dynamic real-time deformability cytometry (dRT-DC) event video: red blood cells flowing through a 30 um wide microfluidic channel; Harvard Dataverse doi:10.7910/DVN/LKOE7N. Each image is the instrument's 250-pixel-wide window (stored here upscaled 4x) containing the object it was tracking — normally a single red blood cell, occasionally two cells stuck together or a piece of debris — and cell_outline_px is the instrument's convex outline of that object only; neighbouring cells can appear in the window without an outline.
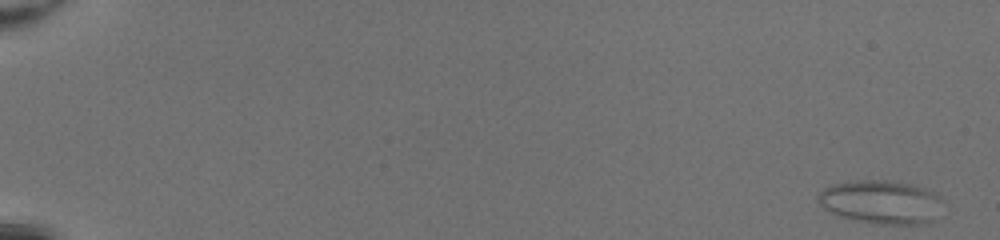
{"species": "common noctule bat (a hibernating species)", "species_latin": "Nyctalus noctula", "temperature_condition": "room temperature", "stored_images_in_passage": 50, "camera_frame_rate_fps": 3000, "um_per_image_px": 0.085, "animal": {"sex": "female", "body_mass_g": 20.0, "forearm_length_mm": 54.0}, "frame": {"image": 1, "passage_image": 1, "time_ms": 0.0, "image_size_px": [1000, 240], "cell_outline_px": [[944, 200], [936, 220], [928, 224], [880, 224], [860, 220], [844, 216], [832, 212], [824, 208], [816, 200], [816, 196], [824, 188], [832, 184], [856, 180], [892, 180], [912, 184], [928, 188], [936, 192]], "centroid_in_image_um": [74.98, 17.15], "position_along_channel_um": 10.0, "area_um2": 32.08}}
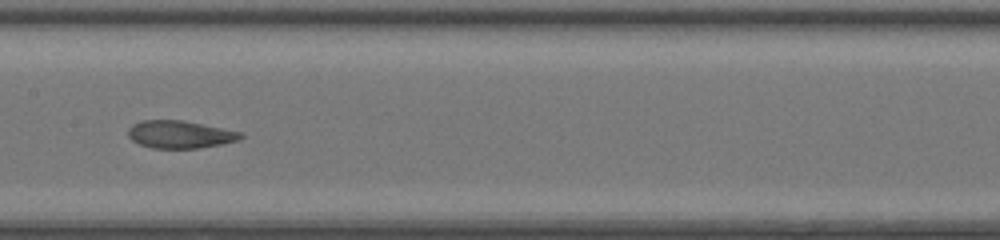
{"frame": {"image": 2, "passage_image": 28, "time_ms": 9.0, "image_size_px": [1000, 240], "cell_outline_px": [[244, 136], [240, 140], [200, 148], [152, 148], [140, 144], [132, 140], [128, 136], [128, 128], [132, 124], [140, 120], [184, 120], [244, 132]], "centroid_in_image_um": [15.32, 11.41], "position_along_channel_um": 192.1, "area_um2": 18.32}}
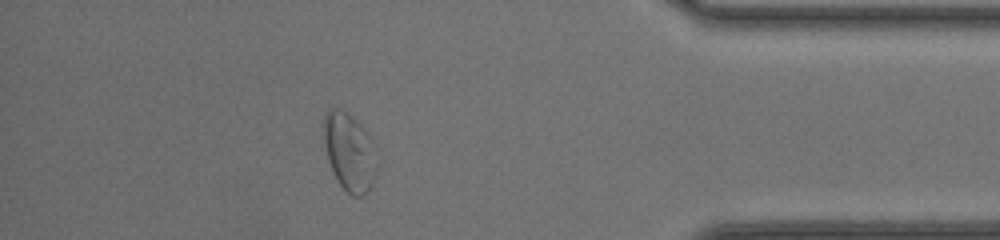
{"frame": {"image": 3, "passage_image": 45, "time_ms": 14.667, "image_size_px": [1000, 240], "cell_outline_px": [[380, 164], [372, 184], [368, 192], [364, 196], [352, 196], [336, 180], [328, 160], [324, 144], [324, 116], [328, 108], [340, 108], [348, 112], [368, 132], [380, 148]], "centroid_in_image_um": [29.79, 12.91], "position_along_channel_um": 405.4, "area_um2": 25.32}, "authors_computed_cell_mechanics": {"area_um2": 23.0044, "velocity_mm_per_s": 4.2635, "shape_relaxation_time_tau1_ms": null, "shape_relaxation_time_tau2_ms": 1.2011, "deformation_change_tau1": null, "deformation_change_tau2": 0.0873}}